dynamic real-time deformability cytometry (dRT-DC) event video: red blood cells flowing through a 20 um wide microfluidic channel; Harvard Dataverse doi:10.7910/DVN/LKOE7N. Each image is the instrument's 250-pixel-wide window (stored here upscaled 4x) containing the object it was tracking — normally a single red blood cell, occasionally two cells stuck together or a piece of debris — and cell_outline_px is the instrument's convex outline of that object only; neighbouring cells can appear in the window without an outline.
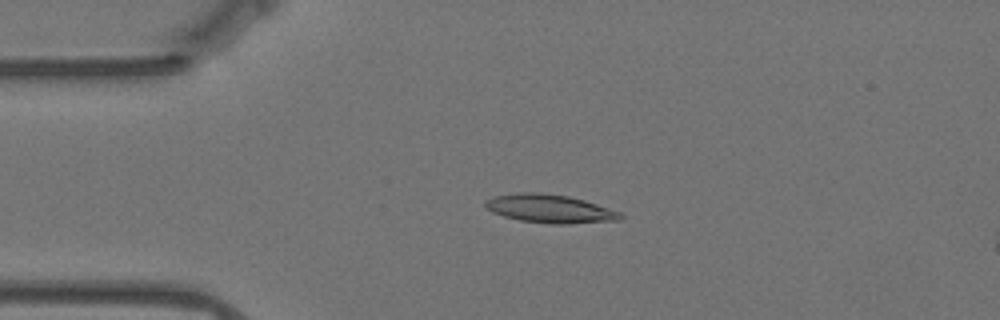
{"species": "Egyptian fruit bat (a non-hibernating species)", "species_latin": "Rousettus aegyptiacus", "temperature_condition": "warm", "stored_images_in_passage": 16, "camera_frame_rate_fps": 3000, "um_per_image_px": 0.085, "animal": {"sex": "female"}, "frame": {"image": 1, "passage_image": 12, "time_ms": 3.667, "image_size_px": [1000, 320], "cell_outline_px": [[624, 216], [620, 220], [568, 224], [552, 224], [520, 220], [504, 216], [492, 212], [484, 204], [484, 200], [496, 196], [520, 192], [540, 192], [568, 196], [584, 200], [620, 212]], "centroid_in_image_um": [46.74, 17.74], "position_along_channel_um": 38.3, "area_um2": 22.25}}